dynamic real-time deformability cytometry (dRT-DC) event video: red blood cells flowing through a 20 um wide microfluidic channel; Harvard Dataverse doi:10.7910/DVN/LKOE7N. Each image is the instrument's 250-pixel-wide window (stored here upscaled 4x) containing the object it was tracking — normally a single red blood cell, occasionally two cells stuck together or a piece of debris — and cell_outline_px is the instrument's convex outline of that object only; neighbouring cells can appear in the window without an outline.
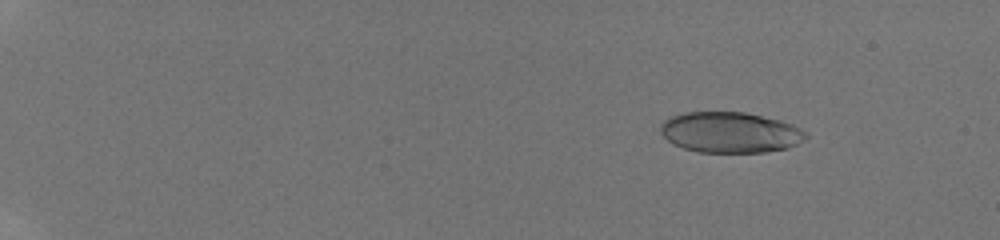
{"species": "human", "species_latin": "Homo sapiens", "temperature_condition": "room temperature", "stored_images_in_passage": 20, "camera_frame_rate_fps": 3000, "um_per_image_px": 0.085, "donor": {"sex": "male"}, "frame": {"image": 1, "passage_image": 4, "time_ms": 2.333, "image_size_px": [1000, 240], "cell_outline_px": [[808, 136], [796, 144], [788, 148], [764, 152], [696, 152], [672, 144], [660, 132], [660, 124], [668, 116], [684, 112], [744, 112], [780, 120], [792, 124], [800, 128]], "centroid_in_image_um": [62.02, 11.25], "position_along_channel_um": 23.0, "area_um2": 34.56}}
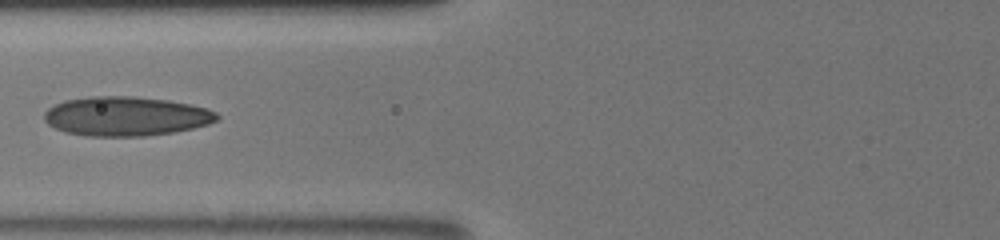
{"frame": {"image": 2, "passage_image": 15, "time_ms": 8.333, "image_size_px": [1000, 240], "cell_outline_px": [[220, 120], [208, 124], [192, 128], [172, 132], [144, 136], [84, 136], [64, 132], [48, 124], [44, 120], [44, 112], [48, 108], [64, 100], [92, 96], [136, 96], [168, 100], [188, 104], [204, 108], [216, 112], [220, 116]], "centroid_in_image_um": [10.69, 9.88], "position_along_channel_um": 115.1, "area_um2": 39.65}}
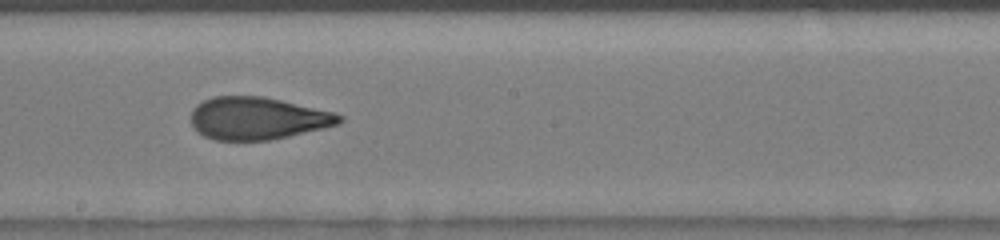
{"frame": {"image": 3, "passage_image": 19, "time_ms": 11.0, "image_size_px": [1000, 240], "cell_outline_px": [[344, 120], [340, 124], [324, 128], [288, 136], [268, 140], [216, 140], [204, 136], [192, 124], [192, 112], [196, 104], [212, 96], [264, 96], [336, 112], [344, 116]], "centroid_in_image_um": [21.94, 10.04], "position_along_channel_um": 226.3, "area_um2": 36.76}}